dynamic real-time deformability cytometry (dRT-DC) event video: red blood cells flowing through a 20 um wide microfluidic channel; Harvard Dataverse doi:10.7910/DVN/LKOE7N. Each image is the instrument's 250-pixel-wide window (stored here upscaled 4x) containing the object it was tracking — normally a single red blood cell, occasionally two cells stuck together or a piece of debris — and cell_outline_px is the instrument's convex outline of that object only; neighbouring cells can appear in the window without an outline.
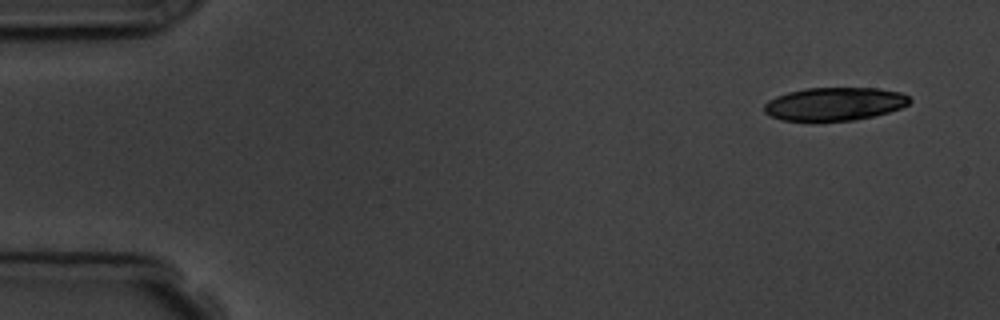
{"species": "common noctule bat (a hibernating species)", "species_latin": "Nyctalus noctula", "temperature_condition": "room temperature", "stored_images_in_passage": 6, "segment_of_instrument_passage": [2, 2], "camera_frame_rate_fps": 3000, "um_per_image_px": 0.085, "animal": {"sex": "male", "body_mass_g": 19.5, "forearm_length_mm": 54.6}, "frame": {"image": 1, "passage_image": 6, "time_ms": 6.0, "image_size_px": [1000, 320], "cell_outline_px": [[912, 100], [908, 104], [900, 108], [888, 112], [872, 116], [852, 120], [780, 120], [764, 112], [764, 104], [768, 100], [776, 96], [788, 92], [804, 88], [876, 88], [900, 92], [908, 96]], "centroid_in_image_um": [70.92, 8.82], "position_along_channel_um": 14.1, "area_um2": 27.86}}